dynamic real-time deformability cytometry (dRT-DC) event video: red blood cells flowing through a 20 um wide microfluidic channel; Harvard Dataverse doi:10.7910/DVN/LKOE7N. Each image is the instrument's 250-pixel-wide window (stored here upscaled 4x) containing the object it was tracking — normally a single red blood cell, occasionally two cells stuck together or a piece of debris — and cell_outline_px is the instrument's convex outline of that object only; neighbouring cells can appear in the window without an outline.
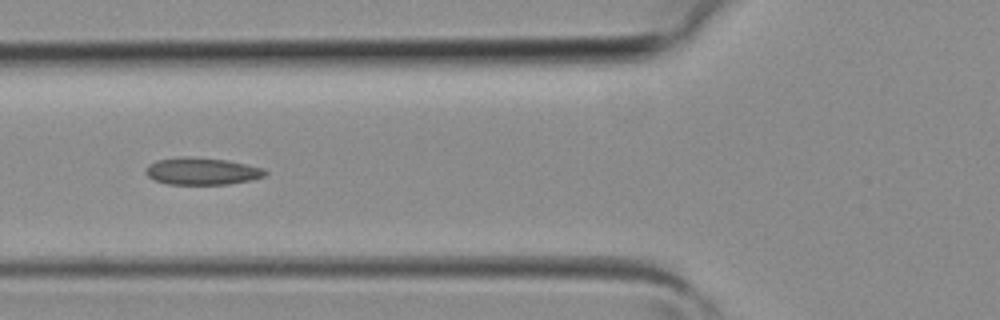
{"species": "common noctule bat (a hibernating species)", "species_latin": "Nyctalus noctula", "temperature_condition": "room temperature", "stored_images_in_passage": 4, "camera_frame_rate_fps": 3000, "um_per_image_px": 0.085, "animal": {"sex": "female", "body_mass_g": 19.3, "forearm_length_mm": 54.1}, "frame": {"image": 1, "passage_image": 3, "time_ms": 0.667, "image_size_px": [1000, 320], "cell_outline_px": [[268, 172], [264, 176], [252, 180], [228, 184], [168, 184], [152, 180], [144, 172], [144, 168], [148, 164], [156, 160], [180, 156], [188, 156], [228, 160], [264, 168]], "centroid_in_image_um": [17.12, 14.54], "position_along_channel_um": 108.7, "area_um2": 19.19}}
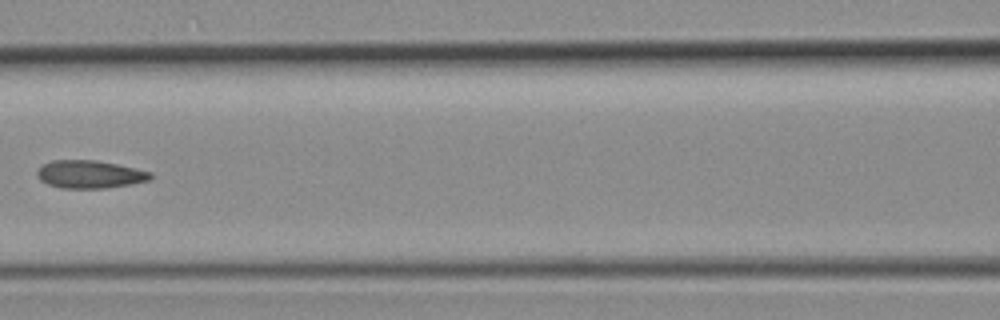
{"frame": {"image": 2, "passage_image": 4, "time_ms": 1.0, "image_size_px": [1000, 320], "cell_outline_px": [[152, 176], [148, 180], [128, 184], [104, 188], [60, 188], [48, 184], [40, 180], [36, 176], [36, 168], [52, 160], [96, 160], [136, 168], [152, 172]], "centroid_in_image_um": [7.57, 14.81], "position_along_channel_um": 159.0, "area_um2": 18.38}}